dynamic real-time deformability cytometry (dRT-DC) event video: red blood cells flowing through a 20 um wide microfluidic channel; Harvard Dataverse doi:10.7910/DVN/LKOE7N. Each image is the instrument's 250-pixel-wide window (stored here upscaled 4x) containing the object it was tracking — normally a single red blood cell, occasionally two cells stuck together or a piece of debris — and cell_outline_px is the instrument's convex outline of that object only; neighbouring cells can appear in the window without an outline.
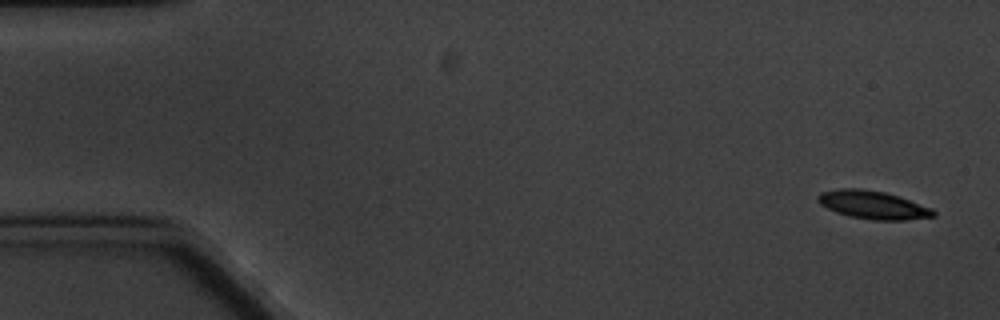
{"species": "common noctule bat (a hibernating species)", "species_latin": "Nyctalus noctula", "temperature_condition": "cold", "stored_images_in_passage": 5, "camera_frame_rate_fps": 3000, "um_per_image_px": 0.085, "animal": {"sex": "male", "body_mass_g": 20.1, "forearm_length_mm": 53.5}, "frame": {"image": 1, "passage_image": 1, "time_ms": 0.0, "image_size_px": [1000, 320], "cell_outline_px": [[936, 216], [908, 220], [872, 220], [848, 216], [836, 212], [820, 204], [816, 200], [816, 196], [820, 192], [840, 188], [860, 188], [884, 192], [900, 196], [932, 208], [936, 212]], "centroid_in_image_um": [74.2, 17.41], "position_along_channel_um": 10.8, "area_um2": 19.19}}
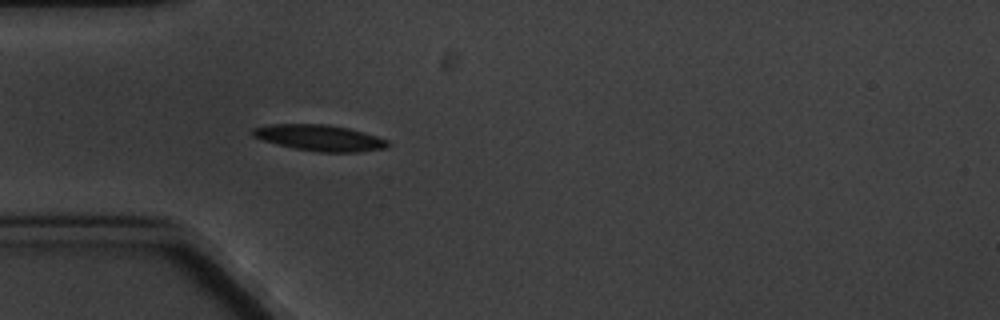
{"frame": {"image": 2, "passage_image": 5, "time_ms": 5.0, "image_size_px": [1000, 320], "cell_outline_px": [[388, 144], [384, 148], [360, 152], [320, 152], [296, 148], [264, 140], [252, 136], [252, 128], [268, 124], [328, 124], [348, 128], [376, 136], [388, 140]], "centroid_in_image_um": [27.16, 11.7], "position_along_channel_um": 57.8, "area_um2": 20.23}}